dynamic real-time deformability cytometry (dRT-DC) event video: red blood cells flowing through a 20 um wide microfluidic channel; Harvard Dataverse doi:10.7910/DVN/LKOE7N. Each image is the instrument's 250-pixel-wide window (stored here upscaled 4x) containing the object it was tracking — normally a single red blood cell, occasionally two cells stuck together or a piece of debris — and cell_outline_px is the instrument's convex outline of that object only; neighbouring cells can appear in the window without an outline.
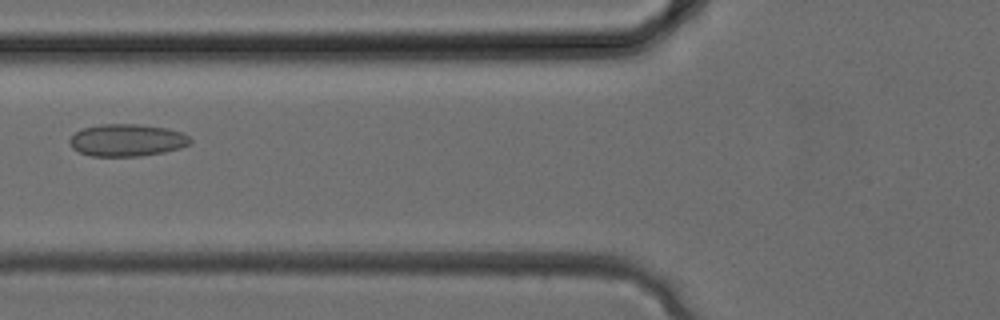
{"species": "common noctule bat (a hibernating species)", "species_latin": "Nyctalus noctula", "temperature_condition": "cold", "stored_images_in_passage": 26, "camera_frame_rate_fps": 3000, "um_per_image_px": 0.085, "animal": {"sex": "female", "body_mass_g": 24.6, "forearm_length_mm": 56.2}, "frame": {"image": 1, "passage_image": 11, "time_ms": 3.333, "image_size_px": [1000, 320], "cell_outline_px": [[192, 140], [188, 144], [180, 148], [164, 152], [140, 156], [92, 156], [80, 152], [72, 148], [68, 140], [76, 132], [84, 128], [100, 124], [136, 124], [168, 128], [184, 132]], "centroid_in_image_um": [10.81, 11.91], "position_along_channel_um": 115.0, "area_um2": 22.66}}
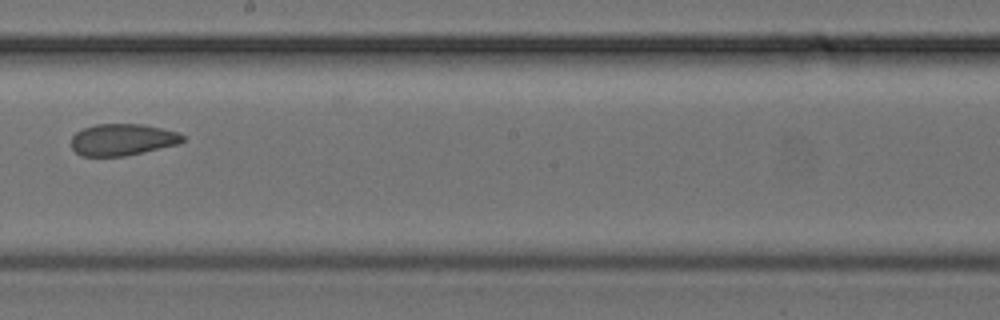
{"frame": {"image": 2, "passage_image": 17, "time_ms": 5.333, "image_size_px": [1000, 320], "cell_outline_px": [[184, 140], [176, 144], [144, 152], [124, 156], [80, 156], [72, 148], [72, 136], [76, 132], [84, 128], [96, 124], [144, 124], [180, 132], [184, 136]], "centroid_in_image_um": [10.41, 11.86], "position_along_channel_um": 237.8, "area_um2": 20.58}}
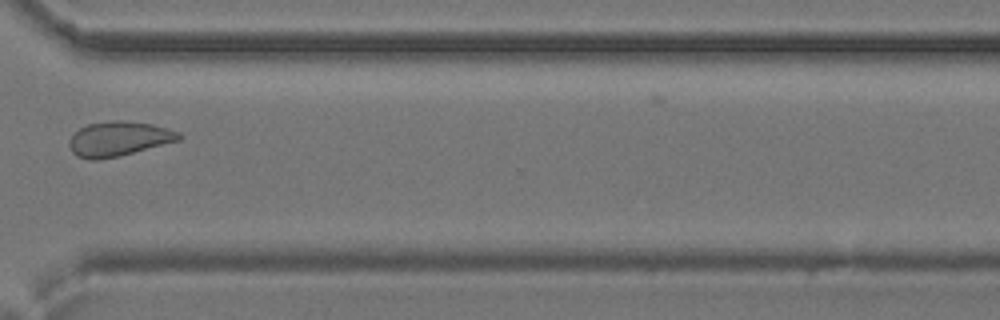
{"frame": {"image": 3, "passage_image": 23, "time_ms": 7.333, "image_size_px": [1000, 320], "cell_outline_px": [[184, 136], [180, 140], [116, 156], [96, 160], [88, 160], [76, 156], [72, 152], [68, 144], [72, 136], [80, 128], [88, 124], [116, 120], [120, 120], [152, 124], [168, 128], [180, 132]], "centroid_in_image_um": [10.1, 11.79], "position_along_channel_um": 360.5, "area_um2": 21.91}}